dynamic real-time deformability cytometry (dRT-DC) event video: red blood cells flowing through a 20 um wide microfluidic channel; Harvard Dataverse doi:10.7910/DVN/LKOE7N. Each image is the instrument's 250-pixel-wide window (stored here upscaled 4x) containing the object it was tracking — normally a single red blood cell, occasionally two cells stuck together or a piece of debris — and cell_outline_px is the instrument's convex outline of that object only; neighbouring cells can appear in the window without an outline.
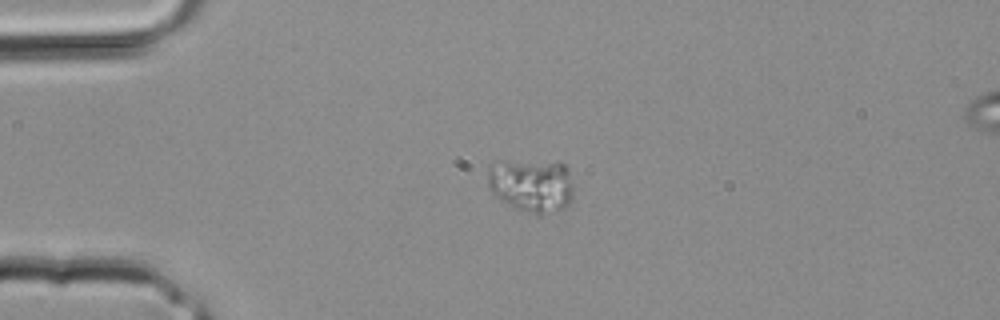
{"species": "common noctule bat (a hibernating species)", "species_latin": "Nyctalus noctula", "temperature_condition": "room temperature", "stored_images_in_passage": 3, "camera_frame_rate_fps": 3000, "um_per_image_px": 0.085, "animal": {"sex": "male", "body_mass_g": 20.4}, "frame": {"image": 1, "passage_image": 3, "time_ms": 0.667, "image_size_px": [1000, 320], "cell_outline_px": [[572, 200], [564, 208], [540, 216], [536, 216], [512, 208], [492, 192], [488, 184], [488, 168], [504, 160], [556, 160], [564, 164], [568, 168], [572, 184]], "centroid_in_image_um": [45.21, 15.74], "position_along_channel_um": 39.8, "area_um2": 27.57}}